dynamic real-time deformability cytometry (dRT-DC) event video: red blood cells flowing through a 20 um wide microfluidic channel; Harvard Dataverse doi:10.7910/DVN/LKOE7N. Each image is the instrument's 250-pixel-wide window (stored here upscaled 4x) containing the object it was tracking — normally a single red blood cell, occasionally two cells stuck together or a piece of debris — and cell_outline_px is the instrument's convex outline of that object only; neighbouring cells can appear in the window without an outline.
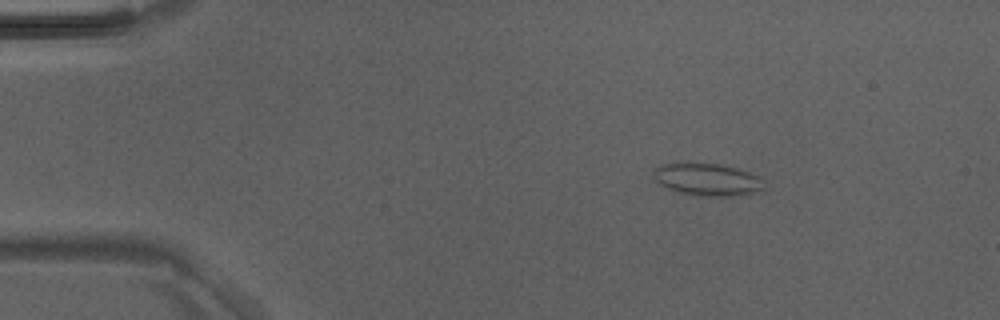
{"species": "Egyptian fruit bat (a non-hibernating species)", "species_latin": "Rousettus aegyptiacus", "temperature_condition": "room temperature", "stored_images_in_passage": 4, "camera_frame_rate_fps": 3000, "um_per_image_px": 0.085, "animal": {"sex": "male"}, "frame": {"image": 1, "passage_image": 2, "time_ms": 0.333, "image_size_px": [1000, 320], "cell_outline_px": [[768, 188], [760, 192], [732, 196], [696, 196], [676, 192], [660, 184], [656, 180], [652, 172], [656, 168], [664, 164], [688, 160], [720, 164], [736, 168], [760, 176], [764, 180]], "centroid_in_image_um": [60.16, 15.24], "position_along_channel_um": 24.8, "area_um2": 21.79}}